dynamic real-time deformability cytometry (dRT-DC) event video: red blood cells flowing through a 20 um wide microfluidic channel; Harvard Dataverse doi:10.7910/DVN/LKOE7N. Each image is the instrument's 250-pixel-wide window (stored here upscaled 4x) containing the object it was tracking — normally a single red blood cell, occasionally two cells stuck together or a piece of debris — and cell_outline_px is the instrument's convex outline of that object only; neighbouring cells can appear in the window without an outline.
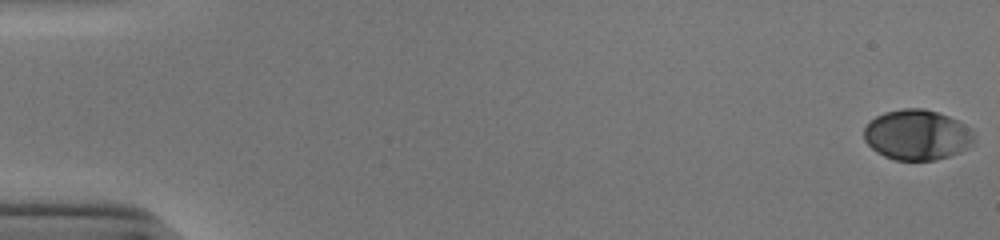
{"species": "human", "species_latin": "Homo sapiens", "temperature_condition": "cold", "stored_images_in_passage": 53, "camera_frame_rate_fps": 3000, "um_per_image_px": 0.085, "donor": {"sex": "male"}, "frame": {"image": 1, "passage_image": 1, "time_ms": 0.0, "image_size_px": [1000, 240], "cell_outline_px": [[976, 136], [972, 144], [968, 148], [960, 152], [936, 160], [896, 160], [884, 156], [876, 152], [864, 140], [864, 128], [868, 120], [884, 112], [904, 108], [924, 108], [960, 120], [972, 128]], "centroid_in_image_um": [77.97, 11.45], "position_along_channel_um": 7.0, "area_um2": 32.77}}
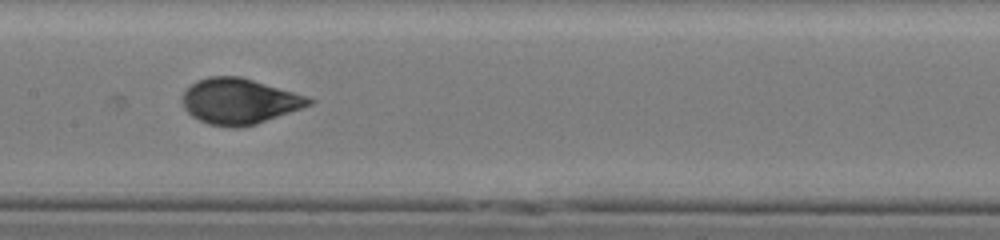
{"frame": {"image": 2, "passage_image": 28, "time_ms": 9.0, "image_size_px": [1000, 240], "cell_outline_px": [[316, 100], [312, 104], [256, 124], [236, 128], [232, 128], [208, 124], [192, 116], [184, 108], [184, 92], [196, 80], [208, 76], [240, 76], [308, 96]], "centroid_in_image_um": [20.36, 8.6], "position_along_channel_um": 187.0, "area_um2": 33.47}}
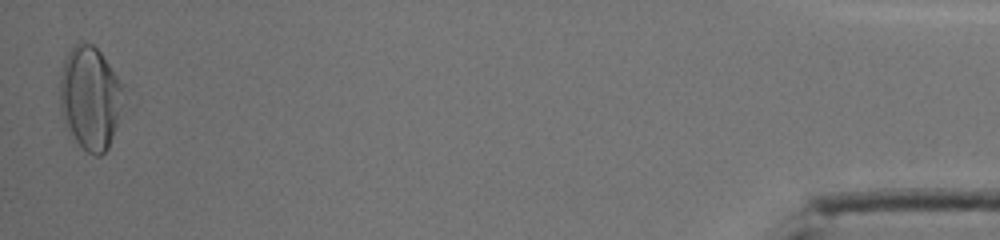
{"frame": {"image": 3, "passage_image": 53, "time_ms": 17.333, "image_size_px": [1000, 240], "cell_outline_px": [[124, 84], [120, 108], [116, 124], [108, 148], [100, 156], [96, 156], [88, 152], [68, 136], [64, 128], [60, 112], [60, 76], [64, 60], [72, 44], [80, 40], [84, 40], [92, 44], [100, 52]], "centroid_in_image_um": [7.6, 8.3], "position_along_channel_um": 427.6, "area_um2": 38.73}, "authors_computed_cell_mechanics": {"area_um2": 32.7726, "velocity_mm_per_s": 3.9132, "shape_relaxation_time_tau1_ms": 4.4299, "shape_relaxation_time_tau2_ms": null, "deformation_change_tau1": 0.1658, "deformation_change_tau2": null}}